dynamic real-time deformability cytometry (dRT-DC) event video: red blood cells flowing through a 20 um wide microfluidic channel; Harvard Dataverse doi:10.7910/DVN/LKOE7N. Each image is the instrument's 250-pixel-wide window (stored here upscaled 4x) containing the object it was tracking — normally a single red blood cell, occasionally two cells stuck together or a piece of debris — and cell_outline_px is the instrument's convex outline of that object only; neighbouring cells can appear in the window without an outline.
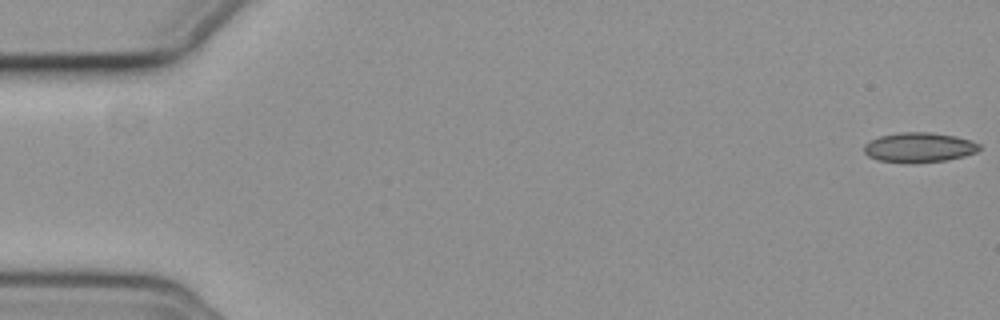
{"species": "common noctule bat (a hibernating species)", "species_latin": "Nyctalus noctula", "temperature_condition": "cold", "stored_images_in_passage": 56, "camera_frame_rate_fps": 3000, "um_per_image_px": 0.085, "animal": {"sex": "female", "body_mass_g": 19.3, "forearm_length_mm": 54.1}, "frame": {"image": 1, "passage_image": 1, "time_ms": 0.0, "image_size_px": [1000, 320], "cell_outline_px": [[980, 148], [976, 152], [964, 156], [948, 160], [916, 164], [904, 164], [876, 160], [868, 156], [864, 152], [864, 144], [880, 136], [900, 132], [928, 132], [956, 136], [980, 144]], "centroid_in_image_um": [78.09, 12.56], "position_along_channel_um": 6.9, "area_um2": 20.35}}
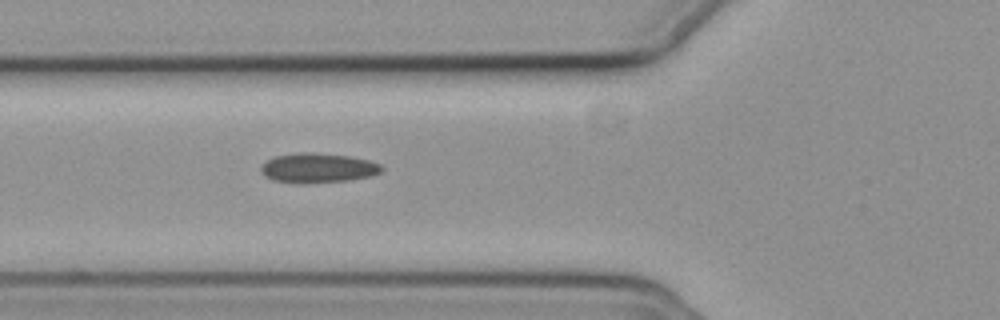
{"frame": {"image": 2, "passage_image": 21, "time_ms": 6.667, "image_size_px": [1000, 320], "cell_outline_px": [[384, 168], [380, 172], [368, 176], [348, 180], [272, 180], [264, 176], [260, 172], [260, 168], [268, 160], [276, 156], [300, 152], [312, 152], [352, 156], [368, 160], [380, 164]], "centroid_in_image_um": [27.05, 14.21], "position_along_channel_um": 98.8, "area_um2": 19.77}}
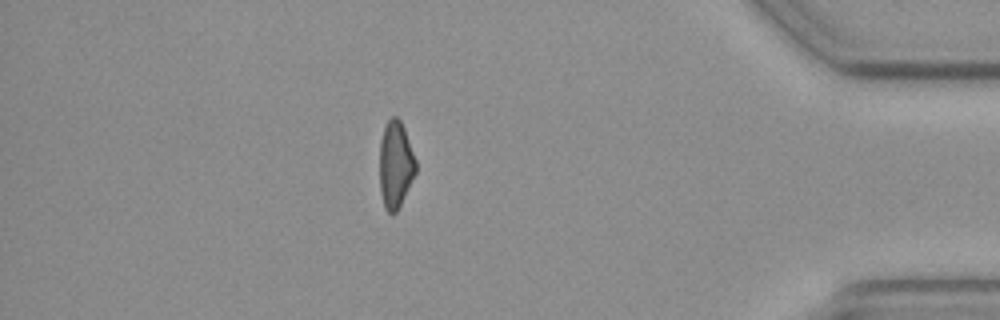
{"frame": {"image": 3, "passage_image": 49, "time_ms": 16.0, "image_size_px": [1000, 320], "cell_outline_px": [[416, 172], [396, 212], [392, 216], [384, 208], [380, 192], [380, 140], [384, 128], [388, 120], [392, 116], [396, 116], [400, 120], [404, 128], [416, 160]], "centroid_in_image_um": [33.61, 14.0], "position_along_channel_um": 401.6, "area_um2": 18.26}, "authors_computed_cell_mechanics": {"area_um2": 19.7098, "velocity_mm_per_s": 3.7242, "shape_relaxation_time_tau1_ms": null, "shape_relaxation_time_tau2_ms": 4.7759, "deformation_change_tau1": null, "deformation_change_tau2": 0.1198}}